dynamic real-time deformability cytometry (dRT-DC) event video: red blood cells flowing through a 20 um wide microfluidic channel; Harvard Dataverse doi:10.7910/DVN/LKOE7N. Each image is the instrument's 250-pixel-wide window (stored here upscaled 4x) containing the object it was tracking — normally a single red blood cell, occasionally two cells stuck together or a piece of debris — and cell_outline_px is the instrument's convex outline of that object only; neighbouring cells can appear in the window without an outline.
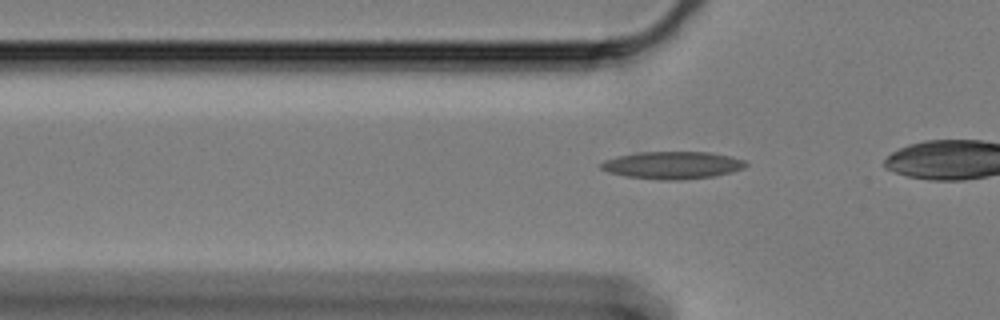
{"species": "Egyptian fruit bat (a non-hibernating species)", "species_latin": "Rousettus aegyptiacus", "temperature_condition": "cold", "stored_images_in_passage": 28, "camera_frame_rate_fps": 3000, "um_per_image_px": 0.085, "animal": {"sex": "female"}, "frame": {"image": 1, "passage_image": 2, "time_ms": 0.333, "image_size_px": [1000, 320], "cell_outline_px": [[748, 164], [744, 168], [732, 172], [716, 176], [684, 180], [660, 180], [624, 176], [608, 172], [600, 168], [600, 164], [604, 160], [616, 156], [636, 152], [708, 152], [728, 156], [744, 160]], "centroid_in_image_um": [57.14, 14.05], "position_along_channel_um": 68.7, "area_um2": 23.35}}
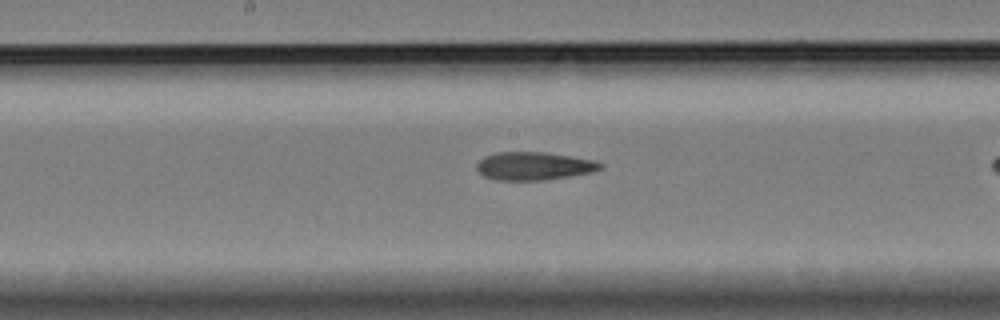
{"frame": {"image": 2, "passage_image": 14, "time_ms": 4.333, "image_size_px": [1000, 320], "cell_outline_px": [[604, 168], [592, 172], [544, 180], [496, 180], [484, 176], [476, 168], [476, 164], [484, 156], [496, 152], [544, 152], [596, 160], [604, 164]], "centroid_in_image_um": [45.4, 14.1], "position_along_channel_um": 202.8, "area_um2": 20.29}}
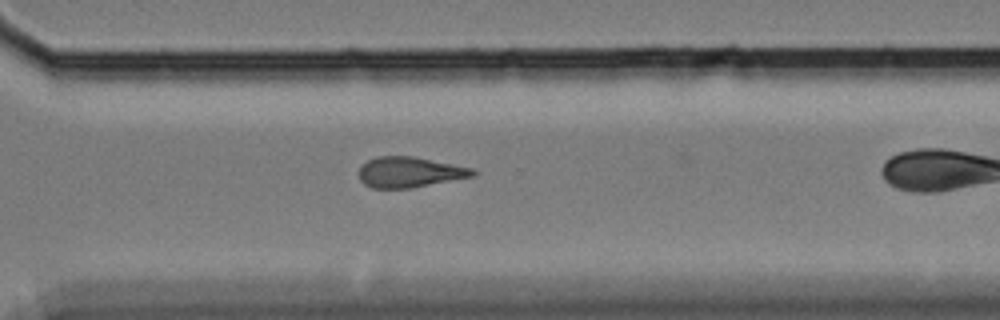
{"frame": {"image": 3, "passage_image": 26, "time_ms": 8.333, "image_size_px": [1000, 320], "cell_outline_px": [[476, 176], [408, 188], [372, 188], [364, 184], [360, 180], [360, 168], [368, 160], [376, 156], [412, 156], [472, 168], [476, 172]], "centroid_in_image_um": [34.81, 14.63], "position_along_channel_um": 335.8, "area_um2": 20.0}}